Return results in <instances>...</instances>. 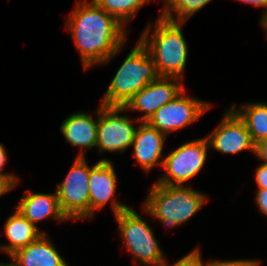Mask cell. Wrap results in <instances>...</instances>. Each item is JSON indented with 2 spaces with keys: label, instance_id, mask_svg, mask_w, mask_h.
I'll return each instance as SVG.
<instances>
[{
  "label": "cell",
  "instance_id": "9",
  "mask_svg": "<svg viewBox=\"0 0 267 266\" xmlns=\"http://www.w3.org/2000/svg\"><path fill=\"white\" fill-rule=\"evenodd\" d=\"M184 92L185 88L170 102L161 106L147 123L167 135L191 124L210 108L211 104L184 96Z\"/></svg>",
  "mask_w": 267,
  "mask_h": 266
},
{
  "label": "cell",
  "instance_id": "10",
  "mask_svg": "<svg viewBox=\"0 0 267 266\" xmlns=\"http://www.w3.org/2000/svg\"><path fill=\"white\" fill-rule=\"evenodd\" d=\"M177 77L160 76L136 93L124 106L125 109L145 112L137 121L147 122L163 105L170 102L185 87Z\"/></svg>",
  "mask_w": 267,
  "mask_h": 266
},
{
  "label": "cell",
  "instance_id": "18",
  "mask_svg": "<svg viewBox=\"0 0 267 266\" xmlns=\"http://www.w3.org/2000/svg\"><path fill=\"white\" fill-rule=\"evenodd\" d=\"M231 107L245 123L254 144L267 138V103H249L241 106L240 110Z\"/></svg>",
  "mask_w": 267,
  "mask_h": 266
},
{
  "label": "cell",
  "instance_id": "7",
  "mask_svg": "<svg viewBox=\"0 0 267 266\" xmlns=\"http://www.w3.org/2000/svg\"><path fill=\"white\" fill-rule=\"evenodd\" d=\"M209 143L207 138L186 142L171 151L165 158L163 169L167 172L158 184L183 186L187 180L198 175L205 164Z\"/></svg>",
  "mask_w": 267,
  "mask_h": 266
},
{
  "label": "cell",
  "instance_id": "12",
  "mask_svg": "<svg viewBox=\"0 0 267 266\" xmlns=\"http://www.w3.org/2000/svg\"><path fill=\"white\" fill-rule=\"evenodd\" d=\"M165 138L164 133L159 132L147 122H140L131 146H134V157L146 172L159 163L163 167L164 158L160 162L158 160L162 157Z\"/></svg>",
  "mask_w": 267,
  "mask_h": 266
},
{
  "label": "cell",
  "instance_id": "19",
  "mask_svg": "<svg viewBox=\"0 0 267 266\" xmlns=\"http://www.w3.org/2000/svg\"><path fill=\"white\" fill-rule=\"evenodd\" d=\"M122 25L130 21L134 14L150 0H93ZM127 21V22H126Z\"/></svg>",
  "mask_w": 267,
  "mask_h": 266
},
{
  "label": "cell",
  "instance_id": "3",
  "mask_svg": "<svg viewBox=\"0 0 267 266\" xmlns=\"http://www.w3.org/2000/svg\"><path fill=\"white\" fill-rule=\"evenodd\" d=\"M159 77L153 58L139 40L117 70L101 104L124 107L136 93Z\"/></svg>",
  "mask_w": 267,
  "mask_h": 266
},
{
  "label": "cell",
  "instance_id": "23",
  "mask_svg": "<svg viewBox=\"0 0 267 266\" xmlns=\"http://www.w3.org/2000/svg\"><path fill=\"white\" fill-rule=\"evenodd\" d=\"M259 261L256 260H244V259H238V260H227V261H211L209 263H206V266H258Z\"/></svg>",
  "mask_w": 267,
  "mask_h": 266
},
{
  "label": "cell",
  "instance_id": "17",
  "mask_svg": "<svg viewBox=\"0 0 267 266\" xmlns=\"http://www.w3.org/2000/svg\"><path fill=\"white\" fill-rule=\"evenodd\" d=\"M37 228L17 210L14 211V214L7 219L4 226L5 235L10 244L0 246V250L9 256L13 255L19 249L28 246L44 234Z\"/></svg>",
  "mask_w": 267,
  "mask_h": 266
},
{
  "label": "cell",
  "instance_id": "15",
  "mask_svg": "<svg viewBox=\"0 0 267 266\" xmlns=\"http://www.w3.org/2000/svg\"><path fill=\"white\" fill-rule=\"evenodd\" d=\"M16 210L35 226L38 221L48 217H54L59 222L68 219L61 211L55 193H27L21 198Z\"/></svg>",
  "mask_w": 267,
  "mask_h": 266
},
{
  "label": "cell",
  "instance_id": "8",
  "mask_svg": "<svg viewBox=\"0 0 267 266\" xmlns=\"http://www.w3.org/2000/svg\"><path fill=\"white\" fill-rule=\"evenodd\" d=\"M124 107L100 105L97 110V144L99 153L102 151L124 152L134 141L137 128L133 126L129 116H118L125 111Z\"/></svg>",
  "mask_w": 267,
  "mask_h": 266
},
{
  "label": "cell",
  "instance_id": "11",
  "mask_svg": "<svg viewBox=\"0 0 267 266\" xmlns=\"http://www.w3.org/2000/svg\"><path fill=\"white\" fill-rule=\"evenodd\" d=\"M206 138L209 148L222 153L235 154L245 149L255 153V144L245 123L231 108L224 114L219 126Z\"/></svg>",
  "mask_w": 267,
  "mask_h": 266
},
{
  "label": "cell",
  "instance_id": "13",
  "mask_svg": "<svg viewBox=\"0 0 267 266\" xmlns=\"http://www.w3.org/2000/svg\"><path fill=\"white\" fill-rule=\"evenodd\" d=\"M90 218L95 210H99L114 198L117 185V176L113 163L110 160L102 159L93 167H90Z\"/></svg>",
  "mask_w": 267,
  "mask_h": 266
},
{
  "label": "cell",
  "instance_id": "25",
  "mask_svg": "<svg viewBox=\"0 0 267 266\" xmlns=\"http://www.w3.org/2000/svg\"><path fill=\"white\" fill-rule=\"evenodd\" d=\"M255 200L257 207L267 216V189L258 188Z\"/></svg>",
  "mask_w": 267,
  "mask_h": 266
},
{
  "label": "cell",
  "instance_id": "22",
  "mask_svg": "<svg viewBox=\"0 0 267 266\" xmlns=\"http://www.w3.org/2000/svg\"><path fill=\"white\" fill-rule=\"evenodd\" d=\"M172 266H206L200 254L199 248L191 251L186 256L180 258Z\"/></svg>",
  "mask_w": 267,
  "mask_h": 266
},
{
  "label": "cell",
  "instance_id": "5",
  "mask_svg": "<svg viewBox=\"0 0 267 266\" xmlns=\"http://www.w3.org/2000/svg\"><path fill=\"white\" fill-rule=\"evenodd\" d=\"M111 202L119 232L125 247L133 257L139 259L146 266H168L163 257V251L147 222L130 207L118 203L115 198Z\"/></svg>",
  "mask_w": 267,
  "mask_h": 266
},
{
  "label": "cell",
  "instance_id": "14",
  "mask_svg": "<svg viewBox=\"0 0 267 266\" xmlns=\"http://www.w3.org/2000/svg\"><path fill=\"white\" fill-rule=\"evenodd\" d=\"M10 258L17 266H69L45 233Z\"/></svg>",
  "mask_w": 267,
  "mask_h": 266
},
{
  "label": "cell",
  "instance_id": "26",
  "mask_svg": "<svg viewBox=\"0 0 267 266\" xmlns=\"http://www.w3.org/2000/svg\"><path fill=\"white\" fill-rule=\"evenodd\" d=\"M255 155L267 164V138H264L255 144Z\"/></svg>",
  "mask_w": 267,
  "mask_h": 266
},
{
  "label": "cell",
  "instance_id": "20",
  "mask_svg": "<svg viewBox=\"0 0 267 266\" xmlns=\"http://www.w3.org/2000/svg\"><path fill=\"white\" fill-rule=\"evenodd\" d=\"M210 1L211 0H165V7L163 8L161 17L171 21L185 22L186 19L192 14H195ZM171 11H174L178 17H173Z\"/></svg>",
  "mask_w": 267,
  "mask_h": 266
},
{
  "label": "cell",
  "instance_id": "16",
  "mask_svg": "<svg viewBox=\"0 0 267 266\" xmlns=\"http://www.w3.org/2000/svg\"><path fill=\"white\" fill-rule=\"evenodd\" d=\"M97 120H93L86 112L71 114L61 126V131L67 142L76 147L88 150L97 144Z\"/></svg>",
  "mask_w": 267,
  "mask_h": 266
},
{
  "label": "cell",
  "instance_id": "6",
  "mask_svg": "<svg viewBox=\"0 0 267 266\" xmlns=\"http://www.w3.org/2000/svg\"><path fill=\"white\" fill-rule=\"evenodd\" d=\"M89 176L90 166L81 149L64 181L57 184L59 206L68 219L90 218Z\"/></svg>",
  "mask_w": 267,
  "mask_h": 266
},
{
  "label": "cell",
  "instance_id": "28",
  "mask_svg": "<svg viewBox=\"0 0 267 266\" xmlns=\"http://www.w3.org/2000/svg\"><path fill=\"white\" fill-rule=\"evenodd\" d=\"M8 191H10V188L2 180H0V196Z\"/></svg>",
  "mask_w": 267,
  "mask_h": 266
},
{
  "label": "cell",
  "instance_id": "29",
  "mask_svg": "<svg viewBox=\"0 0 267 266\" xmlns=\"http://www.w3.org/2000/svg\"><path fill=\"white\" fill-rule=\"evenodd\" d=\"M261 25L262 27H264V29L266 30L267 32V11L264 12L262 18H261ZM267 34V33H266Z\"/></svg>",
  "mask_w": 267,
  "mask_h": 266
},
{
  "label": "cell",
  "instance_id": "4",
  "mask_svg": "<svg viewBox=\"0 0 267 266\" xmlns=\"http://www.w3.org/2000/svg\"><path fill=\"white\" fill-rule=\"evenodd\" d=\"M206 198L199 191L184 185L171 186L156 182L144 202V211L159 219L166 227H175L200 210Z\"/></svg>",
  "mask_w": 267,
  "mask_h": 266
},
{
  "label": "cell",
  "instance_id": "21",
  "mask_svg": "<svg viewBox=\"0 0 267 266\" xmlns=\"http://www.w3.org/2000/svg\"><path fill=\"white\" fill-rule=\"evenodd\" d=\"M6 162H7V153L5 151L3 144H0V180H2L10 188L11 191L14 187H16L18 178H16V176L12 174H6L1 172Z\"/></svg>",
  "mask_w": 267,
  "mask_h": 266
},
{
  "label": "cell",
  "instance_id": "1",
  "mask_svg": "<svg viewBox=\"0 0 267 266\" xmlns=\"http://www.w3.org/2000/svg\"><path fill=\"white\" fill-rule=\"evenodd\" d=\"M66 27L80 52L84 69L108 62L122 49L127 32L124 25L93 0L77 1L66 19Z\"/></svg>",
  "mask_w": 267,
  "mask_h": 266
},
{
  "label": "cell",
  "instance_id": "27",
  "mask_svg": "<svg viewBox=\"0 0 267 266\" xmlns=\"http://www.w3.org/2000/svg\"><path fill=\"white\" fill-rule=\"evenodd\" d=\"M247 4H252L255 7H266L265 12L267 11V0H239Z\"/></svg>",
  "mask_w": 267,
  "mask_h": 266
},
{
  "label": "cell",
  "instance_id": "2",
  "mask_svg": "<svg viewBox=\"0 0 267 266\" xmlns=\"http://www.w3.org/2000/svg\"><path fill=\"white\" fill-rule=\"evenodd\" d=\"M182 23L184 22L171 21L160 16L151 37L149 38V24L139 39L153 58L160 76L180 79L183 76L188 47L181 29Z\"/></svg>",
  "mask_w": 267,
  "mask_h": 266
},
{
  "label": "cell",
  "instance_id": "24",
  "mask_svg": "<svg viewBox=\"0 0 267 266\" xmlns=\"http://www.w3.org/2000/svg\"><path fill=\"white\" fill-rule=\"evenodd\" d=\"M256 182L258 184V188L267 189V164L262 163L258 166L255 174Z\"/></svg>",
  "mask_w": 267,
  "mask_h": 266
},
{
  "label": "cell",
  "instance_id": "30",
  "mask_svg": "<svg viewBox=\"0 0 267 266\" xmlns=\"http://www.w3.org/2000/svg\"><path fill=\"white\" fill-rule=\"evenodd\" d=\"M0 266H17L15 262H11L8 264L0 263Z\"/></svg>",
  "mask_w": 267,
  "mask_h": 266
}]
</instances>
